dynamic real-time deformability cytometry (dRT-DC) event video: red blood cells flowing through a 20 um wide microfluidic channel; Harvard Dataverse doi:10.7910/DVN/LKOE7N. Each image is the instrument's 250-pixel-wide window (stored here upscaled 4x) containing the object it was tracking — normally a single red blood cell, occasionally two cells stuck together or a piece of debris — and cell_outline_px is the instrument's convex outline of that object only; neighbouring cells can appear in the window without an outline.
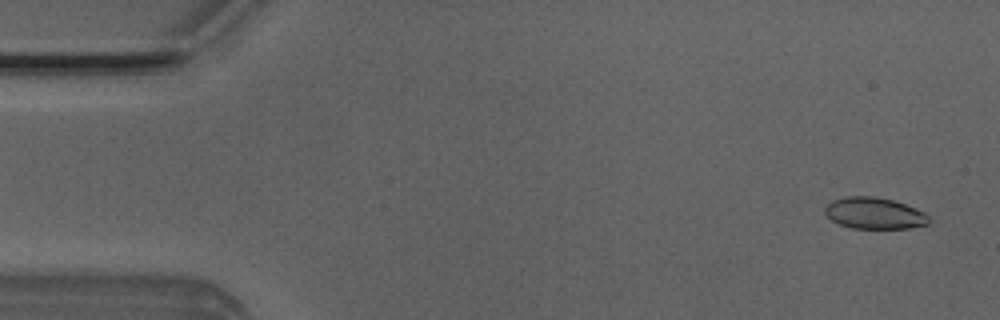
{"species": "Egyptian fruit bat (a non-hibernating species)", "species_latin": "Rousettus aegyptiacus", "temperature_condition": "room temperature", "stored_images_in_passage": 30, "camera_frame_rate_fps": 3000, "um_per_image_px": 0.085, "animal": {"sex": "male"}, "frame": {"image": 1, "passage_image": 2, "time_ms": 0.333, "image_size_px": [1000, 320], "cell_outline_px": [[932, 220], [928, 224], [912, 228], [852, 228], [840, 224], [832, 220], [824, 212], [824, 208], [832, 200], [844, 196], [876, 196], [892, 200], [916, 208], [924, 212]], "centroid_in_image_um": [74.34, 18.12], "position_along_channel_um": 10.7, "area_um2": 19.13}}
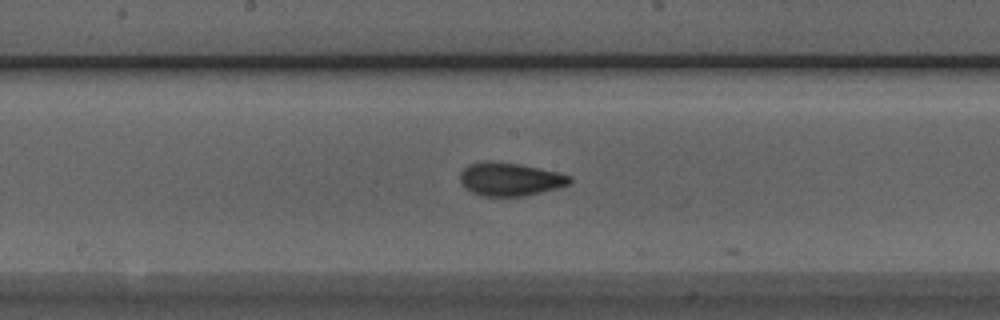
{"frame": {"image": 2, "passage_image": 26, "time_ms": 8.333, "image_size_px": [1000, 320], "cell_outline_px": [[572, 180], [568, 184], [560, 188], [524, 196], [480, 196], [464, 188], [460, 184], [460, 172], [468, 164], [488, 160], [492, 160], [520, 164], [556, 172], [572, 176]], "centroid_in_image_um": [43.32, 15.23], "position_along_channel_um": 204.9, "area_um2": 21.5}}
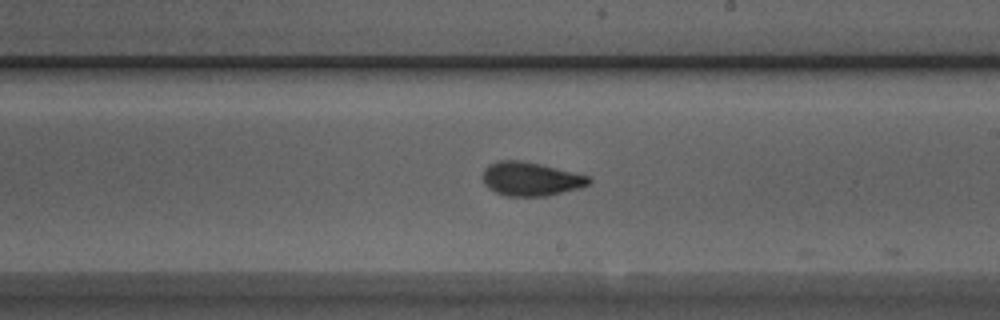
{"frame": {"image": 3, "passage_image": 29, "time_ms": 9.333, "image_size_px": [1000, 320], "cell_outline_px": [[592, 180], [588, 184], [580, 188], [544, 196], [508, 196], [496, 192], [488, 188], [484, 184], [484, 168], [488, 164], [496, 160], [520, 160], [540, 164], [588, 176]], "centroid_in_image_um": [45.08, 15.2], "position_along_channel_um": 243.9, "area_um2": 20.69}}